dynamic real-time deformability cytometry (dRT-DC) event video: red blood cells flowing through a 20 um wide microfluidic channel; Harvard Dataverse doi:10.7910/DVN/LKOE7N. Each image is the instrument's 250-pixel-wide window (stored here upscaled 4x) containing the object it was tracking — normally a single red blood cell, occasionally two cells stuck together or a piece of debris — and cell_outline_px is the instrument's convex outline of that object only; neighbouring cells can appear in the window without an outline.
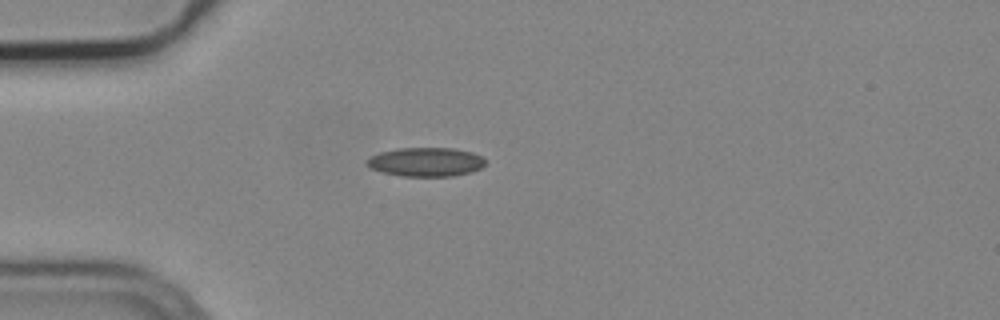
{"species": "common noctule bat (a hibernating species)", "species_latin": "Nyctalus noctula", "temperature_condition": "cold", "stored_images_in_passage": 2, "camera_frame_rate_fps": 3000, "um_per_image_px": 0.085, "animal": {"sex": "male", "body_mass_g": 19.2, "forearm_length_mm": 51.8}, "frame": {"image": 1, "passage_image": 1, "time_ms": 0.0, "image_size_px": [1000, 320], "cell_outline_px": [[488, 160], [480, 168], [472, 172], [452, 176], [400, 176], [384, 172], [372, 168], [364, 164], [364, 160], [368, 156], [380, 152], [396, 148], [452, 148], [472, 152]], "centroid_in_image_um": [36.17, 13.76], "position_along_channel_um": 48.8, "area_um2": 20.17}}